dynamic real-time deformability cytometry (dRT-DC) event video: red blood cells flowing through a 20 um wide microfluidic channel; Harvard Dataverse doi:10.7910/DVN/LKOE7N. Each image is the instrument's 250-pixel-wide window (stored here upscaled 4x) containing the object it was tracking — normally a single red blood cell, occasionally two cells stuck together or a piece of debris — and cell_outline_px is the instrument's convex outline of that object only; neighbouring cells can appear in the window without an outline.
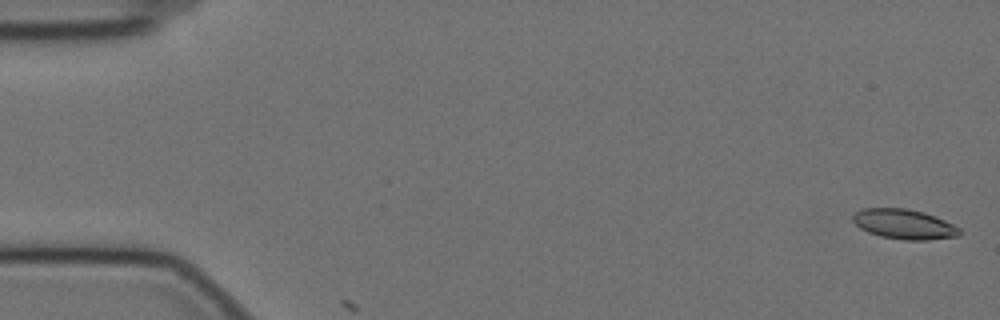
{"species": "Egyptian fruit bat (a non-hibernating species)", "species_latin": "Rousettus aegyptiacus", "temperature_condition": "cold", "stored_images_in_passage": 4, "camera_frame_rate_fps": 3000, "um_per_image_px": 0.085, "animal": {"sex": "female"}, "frame": {"image": 1, "passage_image": 2, "time_ms": 0.333, "image_size_px": [1000, 320], "cell_outline_px": [[964, 232], [960, 236], [928, 240], [904, 240], [880, 236], [868, 232], [860, 228], [852, 220], [852, 216], [856, 212], [864, 208], [908, 208], [924, 212], [944, 220], [960, 228]], "centroid_in_image_um": [76.88, 19.06], "position_along_channel_um": 8.1, "area_um2": 18.73}}